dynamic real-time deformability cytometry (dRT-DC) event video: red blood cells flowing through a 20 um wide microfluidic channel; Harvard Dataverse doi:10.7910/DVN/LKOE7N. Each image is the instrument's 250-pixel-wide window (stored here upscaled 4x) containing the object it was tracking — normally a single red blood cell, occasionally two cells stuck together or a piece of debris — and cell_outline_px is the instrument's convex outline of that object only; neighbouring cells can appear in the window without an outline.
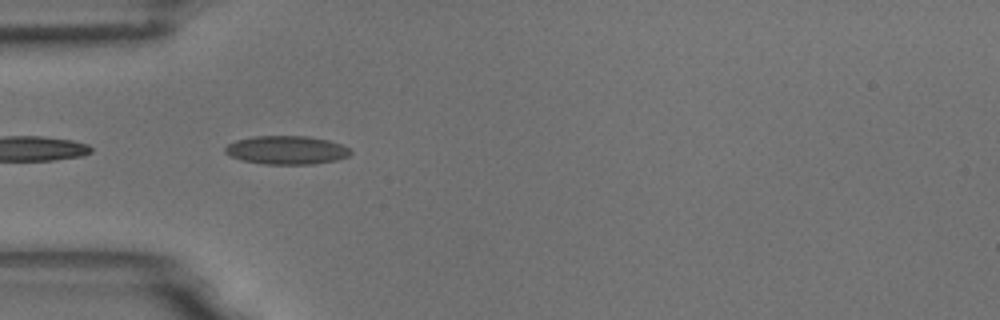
{"species": "common noctule bat (a hibernating species)", "species_latin": "Nyctalus noctula", "temperature_condition": "room temperature", "stored_images_in_passage": 9, "camera_frame_rate_fps": 3000, "um_per_image_px": 0.085, "animal": {"sex": "male", "body_mass_g": 18.8}, "frame": {"image": 1, "passage_image": 2, "time_ms": 0.333, "image_size_px": [1000, 320], "cell_outline_px": [[352, 152], [348, 156], [336, 160], [312, 164], [264, 164], [240, 160], [224, 152], [224, 148], [228, 144], [236, 140], [252, 136], [308, 136], [328, 140], [340, 144], [348, 148]], "centroid_in_image_um": [24.33, 12.75], "position_along_channel_um": 60.7, "area_um2": 20.81}}